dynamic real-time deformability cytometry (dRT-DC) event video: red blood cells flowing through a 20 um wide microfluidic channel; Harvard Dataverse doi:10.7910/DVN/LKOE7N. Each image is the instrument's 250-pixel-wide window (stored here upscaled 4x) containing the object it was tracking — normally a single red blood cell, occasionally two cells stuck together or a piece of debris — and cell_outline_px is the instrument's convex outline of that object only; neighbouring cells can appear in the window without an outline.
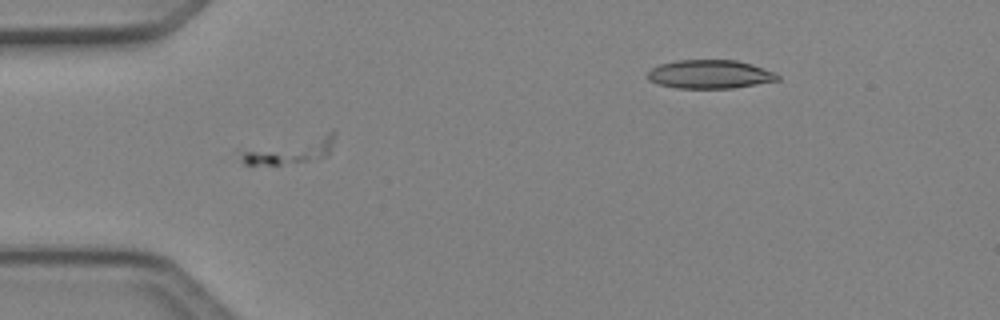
{"species": "Egyptian fruit bat (a non-hibernating species)", "species_latin": "Rousettus aegyptiacus", "temperature_condition": "cold", "stored_images_in_passage": 6, "segment_of_instrument_passage": [1, 2], "camera_frame_rate_fps": 3000, "um_per_image_px": 0.085, "animal": {"sex": "female"}, "frame": {"image": 1, "passage_image": 4, "time_ms": 1.0, "image_size_px": [1000, 320], "cell_outline_px": [[336, 132], [332, 148], [328, 156], [280, 164], [244, 164], [240, 160], [240, 156], [244, 152], [332, 128]], "centroid_in_image_um": [24.88, 12.72], "position_along_channel_um": 60.1, "area_um2": 14.05}}